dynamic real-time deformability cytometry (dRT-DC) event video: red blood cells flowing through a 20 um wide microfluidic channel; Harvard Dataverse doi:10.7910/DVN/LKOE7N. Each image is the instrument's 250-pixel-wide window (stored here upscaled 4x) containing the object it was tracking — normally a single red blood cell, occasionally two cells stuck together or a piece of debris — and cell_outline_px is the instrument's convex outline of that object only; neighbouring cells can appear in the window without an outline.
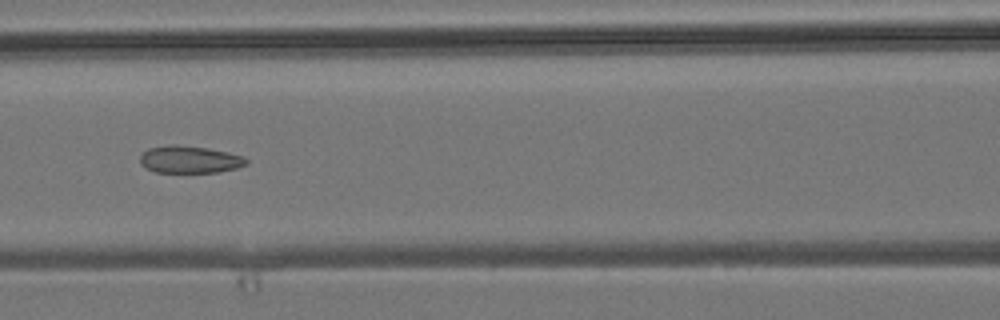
{"species": "common noctule bat (a hibernating species)", "species_latin": "Nyctalus noctula", "temperature_condition": "room temperature", "stored_images_in_passage": 7, "camera_frame_rate_fps": 3000, "um_per_image_px": 0.085, "animal": {"sex": "male", "body_mass_g": 19.2, "forearm_length_mm": 51.8}, "frame": {"image": 1, "passage_image": 7, "time_ms": 6.667, "image_size_px": [1000, 320], "cell_outline_px": [[248, 164], [236, 168], [220, 172], [156, 172], [140, 164], [140, 156], [148, 148], [168, 144], [176, 144], [208, 148], [228, 152], [244, 156], [248, 160]], "centroid_in_image_um": [16.14, 13.54], "position_along_channel_um": 150.5, "area_um2": 16.99}}